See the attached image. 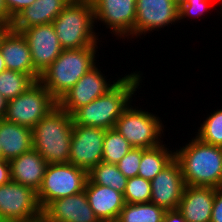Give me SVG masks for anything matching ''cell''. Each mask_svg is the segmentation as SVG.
Segmentation results:
<instances>
[{
  "instance_id": "obj_31",
  "label": "cell",
  "mask_w": 222,
  "mask_h": 222,
  "mask_svg": "<svg viewBox=\"0 0 222 222\" xmlns=\"http://www.w3.org/2000/svg\"><path fill=\"white\" fill-rule=\"evenodd\" d=\"M214 0H187L185 3L179 6V20L185 19L186 17H195L199 19L204 12L207 13V9L212 6ZM211 5V6H210Z\"/></svg>"
},
{
  "instance_id": "obj_44",
  "label": "cell",
  "mask_w": 222,
  "mask_h": 222,
  "mask_svg": "<svg viewBox=\"0 0 222 222\" xmlns=\"http://www.w3.org/2000/svg\"><path fill=\"white\" fill-rule=\"evenodd\" d=\"M0 158H2L1 144H0Z\"/></svg>"
},
{
  "instance_id": "obj_17",
  "label": "cell",
  "mask_w": 222,
  "mask_h": 222,
  "mask_svg": "<svg viewBox=\"0 0 222 222\" xmlns=\"http://www.w3.org/2000/svg\"><path fill=\"white\" fill-rule=\"evenodd\" d=\"M43 215L48 222H100L91 209L85 191L50 202Z\"/></svg>"
},
{
  "instance_id": "obj_20",
  "label": "cell",
  "mask_w": 222,
  "mask_h": 222,
  "mask_svg": "<svg viewBox=\"0 0 222 222\" xmlns=\"http://www.w3.org/2000/svg\"><path fill=\"white\" fill-rule=\"evenodd\" d=\"M85 194L99 221L117 220L125 201L123 194L110 187L86 182Z\"/></svg>"
},
{
  "instance_id": "obj_21",
  "label": "cell",
  "mask_w": 222,
  "mask_h": 222,
  "mask_svg": "<svg viewBox=\"0 0 222 222\" xmlns=\"http://www.w3.org/2000/svg\"><path fill=\"white\" fill-rule=\"evenodd\" d=\"M71 1L36 0L13 18L11 28L21 32L32 26L50 24Z\"/></svg>"
},
{
  "instance_id": "obj_4",
  "label": "cell",
  "mask_w": 222,
  "mask_h": 222,
  "mask_svg": "<svg viewBox=\"0 0 222 222\" xmlns=\"http://www.w3.org/2000/svg\"><path fill=\"white\" fill-rule=\"evenodd\" d=\"M63 49L98 47L91 0H72L52 22Z\"/></svg>"
},
{
  "instance_id": "obj_25",
  "label": "cell",
  "mask_w": 222,
  "mask_h": 222,
  "mask_svg": "<svg viewBox=\"0 0 222 222\" xmlns=\"http://www.w3.org/2000/svg\"><path fill=\"white\" fill-rule=\"evenodd\" d=\"M166 210L152 202L125 203L120 212V222H162Z\"/></svg>"
},
{
  "instance_id": "obj_32",
  "label": "cell",
  "mask_w": 222,
  "mask_h": 222,
  "mask_svg": "<svg viewBox=\"0 0 222 222\" xmlns=\"http://www.w3.org/2000/svg\"><path fill=\"white\" fill-rule=\"evenodd\" d=\"M210 222H222V187L216 188Z\"/></svg>"
},
{
  "instance_id": "obj_12",
  "label": "cell",
  "mask_w": 222,
  "mask_h": 222,
  "mask_svg": "<svg viewBox=\"0 0 222 222\" xmlns=\"http://www.w3.org/2000/svg\"><path fill=\"white\" fill-rule=\"evenodd\" d=\"M97 66L91 68L58 100V106L63 111L72 114L76 109L105 94L117 83L116 80L108 81Z\"/></svg>"
},
{
  "instance_id": "obj_26",
  "label": "cell",
  "mask_w": 222,
  "mask_h": 222,
  "mask_svg": "<svg viewBox=\"0 0 222 222\" xmlns=\"http://www.w3.org/2000/svg\"><path fill=\"white\" fill-rule=\"evenodd\" d=\"M34 82L28 74L6 69L0 73V94L8 101L24 93Z\"/></svg>"
},
{
  "instance_id": "obj_1",
  "label": "cell",
  "mask_w": 222,
  "mask_h": 222,
  "mask_svg": "<svg viewBox=\"0 0 222 222\" xmlns=\"http://www.w3.org/2000/svg\"><path fill=\"white\" fill-rule=\"evenodd\" d=\"M105 94L87 105L76 109L71 115L74 125L114 128L123 110L133 101V95L142 83V73L133 71L122 78Z\"/></svg>"
},
{
  "instance_id": "obj_28",
  "label": "cell",
  "mask_w": 222,
  "mask_h": 222,
  "mask_svg": "<svg viewBox=\"0 0 222 222\" xmlns=\"http://www.w3.org/2000/svg\"><path fill=\"white\" fill-rule=\"evenodd\" d=\"M210 114L198 127L195 137L206 144L222 147V109Z\"/></svg>"
},
{
  "instance_id": "obj_15",
  "label": "cell",
  "mask_w": 222,
  "mask_h": 222,
  "mask_svg": "<svg viewBox=\"0 0 222 222\" xmlns=\"http://www.w3.org/2000/svg\"><path fill=\"white\" fill-rule=\"evenodd\" d=\"M185 187L179 162L174 158L151 180L150 202L165 210L178 209Z\"/></svg>"
},
{
  "instance_id": "obj_18",
  "label": "cell",
  "mask_w": 222,
  "mask_h": 222,
  "mask_svg": "<svg viewBox=\"0 0 222 222\" xmlns=\"http://www.w3.org/2000/svg\"><path fill=\"white\" fill-rule=\"evenodd\" d=\"M215 187L185 185L178 211L187 222H210Z\"/></svg>"
},
{
  "instance_id": "obj_33",
  "label": "cell",
  "mask_w": 222,
  "mask_h": 222,
  "mask_svg": "<svg viewBox=\"0 0 222 222\" xmlns=\"http://www.w3.org/2000/svg\"><path fill=\"white\" fill-rule=\"evenodd\" d=\"M36 0H5V5L12 18H14L24 8L30 6Z\"/></svg>"
},
{
  "instance_id": "obj_35",
  "label": "cell",
  "mask_w": 222,
  "mask_h": 222,
  "mask_svg": "<svg viewBox=\"0 0 222 222\" xmlns=\"http://www.w3.org/2000/svg\"><path fill=\"white\" fill-rule=\"evenodd\" d=\"M162 222H187L182 214L176 210H166Z\"/></svg>"
},
{
  "instance_id": "obj_39",
  "label": "cell",
  "mask_w": 222,
  "mask_h": 222,
  "mask_svg": "<svg viewBox=\"0 0 222 222\" xmlns=\"http://www.w3.org/2000/svg\"><path fill=\"white\" fill-rule=\"evenodd\" d=\"M11 26L8 24H4L0 22V41L3 37V35L6 33V31L10 28Z\"/></svg>"
},
{
  "instance_id": "obj_6",
  "label": "cell",
  "mask_w": 222,
  "mask_h": 222,
  "mask_svg": "<svg viewBox=\"0 0 222 222\" xmlns=\"http://www.w3.org/2000/svg\"><path fill=\"white\" fill-rule=\"evenodd\" d=\"M131 104L123 110L114 128L133 148L151 149L160 146L165 130L160 117Z\"/></svg>"
},
{
  "instance_id": "obj_11",
  "label": "cell",
  "mask_w": 222,
  "mask_h": 222,
  "mask_svg": "<svg viewBox=\"0 0 222 222\" xmlns=\"http://www.w3.org/2000/svg\"><path fill=\"white\" fill-rule=\"evenodd\" d=\"M105 129L73 125L69 163L89 172L102 161Z\"/></svg>"
},
{
  "instance_id": "obj_16",
  "label": "cell",
  "mask_w": 222,
  "mask_h": 222,
  "mask_svg": "<svg viewBox=\"0 0 222 222\" xmlns=\"http://www.w3.org/2000/svg\"><path fill=\"white\" fill-rule=\"evenodd\" d=\"M0 52L7 70L28 74L34 81L40 79V74L34 69L30 47L21 32L11 27L0 41Z\"/></svg>"
},
{
  "instance_id": "obj_37",
  "label": "cell",
  "mask_w": 222,
  "mask_h": 222,
  "mask_svg": "<svg viewBox=\"0 0 222 222\" xmlns=\"http://www.w3.org/2000/svg\"><path fill=\"white\" fill-rule=\"evenodd\" d=\"M7 108V100L0 94V119H4Z\"/></svg>"
},
{
  "instance_id": "obj_3",
  "label": "cell",
  "mask_w": 222,
  "mask_h": 222,
  "mask_svg": "<svg viewBox=\"0 0 222 222\" xmlns=\"http://www.w3.org/2000/svg\"><path fill=\"white\" fill-rule=\"evenodd\" d=\"M73 125L72 115L57 105L32 128L33 149L48 164L69 163Z\"/></svg>"
},
{
  "instance_id": "obj_30",
  "label": "cell",
  "mask_w": 222,
  "mask_h": 222,
  "mask_svg": "<svg viewBox=\"0 0 222 222\" xmlns=\"http://www.w3.org/2000/svg\"><path fill=\"white\" fill-rule=\"evenodd\" d=\"M140 162L141 148H132L116 165L126 178H131L138 176Z\"/></svg>"
},
{
  "instance_id": "obj_14",
  "label": "cell",
  "mask_w": 222,
  "mask_h": 222,
  "mask_svg": "<svg viewBox=\"0 0 222 222\" xmlns=\"http://www.w3.org/2000/svg\"><path fill=\"white\" fill-rule=\"evenodd\" d=\"M32 56L34 69L41 75L61 54L63 48L52 23L21 31Z\"/></svg>"
},
{
  "instance_id": "obj_2",
  "label": "cell",
  "mask_w": 222,
  "mask_h": 222,
  "mask_svg": "<svg viewBox=\"0 0 222 222\" xmlns=\"http://www.w3.org/2000/svg\"><path fill=\"white\" fill-rule=\"evenodd\" d=\"M185 185L222 187V147L206 144L197 137L174 150Z\"/></svg>"
},
{
  "instance_id": "obj_36",
  "label": "cell",
  "mask_w": 222,
  "mask_h": 222,
  "mask_svg": "<svg viewBox=\"0 0 222 222\" xmlns=\"http://www.w3.org/2000/svg\"><path fill=\"white\" fill-rule=\"evenodd\" d=\"M0 22L12 25L13 18L10 16L8 9L5 5V0H0Z\"/></svg>"
},
{
  "instance_id": "obj_7",
  "label": "cell",
  "mask_w": 222,
  "mask_h": 222,
  "mask_svg": "<svg viewBox=\"0 0 222 222\" xmlns=\"http://www.w3.org/2000/svg\"><path fill=\"white\" fill-rule=\"evenodd\" d=\"M57 105L58 101L38 80L24 93L7 101L4 119L32 129Z\"/></svg>"
},
{
  "instance_id": "obj_9",
  "label": "cell",
  "mask_w": 222,
  "mask_h": 222,
  "mask_svg": "<svg viewBox=\"0 0 222 222\" xmlns=\"http://www.w3.org/2000/svg\"><path fill=\"white\" fill-rule=\"evenodd\" d=\"M43 214L37 191L10 181L0 186V221H27Z\"/></svg>"
},
{
  "instance_id": "obj_45",
  "label": "cell",
  "mask_w": 222,
  "mask_h": 222,
  "mask_svg": "<svg viewBox=\"0 0 222 222\" xmlns=\"http://www.w3.org/2000/svg\"><path fill=\"white\" fill-rule=\"evenodd\" d=\"M222 16V6H220V12H219ZM222 18V17H221Z\"/></svg>"
},
{
  "instance_id": "obj_40",
  "label": "cell",
  "mask_w": 222,
  "mask_h": 222,
  "mask_svg": "<svg viewBox=\"0 0 222 222\" xmlns=\"http://www.w3.org/2000/svg\"><path fill=\"white\" fill-rule=\"evenodd\" d=\"M6 70V64L0 52V73Z\"/></svg>"
},
{
  "instance_id": "obj_43",
  "label": "cell",
  "mask_w": 222,
  "mask_h": 222,
  "mask_svg": "<svg viewBox=\"0 0 222 222\" xmlns=\"http://www.w3.org/2000/svg\"><path fill=\"white\" fill-rule=\"evenodd\" d=\"M221 1H222V0H219V2H221ZM214 2H216V3H217V2H218V0H214ZM219 2H218V4H219V5L221 4V6H222V3H219Z\"/></svg>"
},
{
  "instance_id": "obj_5",
  "label": "cell",
  "mask_w": 222,
  "mask_h": 222,
  "mask_svg": "<svg viewBox=\"0 0 222 222\" xmlns=\"http://www.w3.org/2000/svg\"><path fill=\"white\" fill-rule=\"evenodd\" d=\"M98 47L63 49L56 60L41 74L39 81L58 101L97 63Z\"/></svg>"
},
{
  "instance_id": "obj_27",
  "label": "cell",
  "mask_w": 222,
  "mask_h": 222,
  "mask_svg": "<svg viewBox=\"0 0 222 222\" xmlns=\"http://www.w3.org/2000/svg\"><path fill=\"white\" fill-rule=\"evenodd\" d=\"M132 148L131 144L115 128L107 129L103 143L102 161L117 164Z\"/></svg>"
},
{
  "instance_id": "obj_38",
  "label": "cell",
  "mask_w": 222,
  "mask_h": 222,
  "mask_svg": "<svg viewBox=\"0 0 222 222\" xmlns=\"http://www.w3.org/2000/svg\"><path fill=\"white\" fill-rule=\"evenodd\" d=\"M16 222H48V219L43 214H41L40 216L27 221H16Z\"/></svg>"
},
{
  "instance_id": "obj_22",
  "label": "cell",
  "mask_w": 222,
  "mask_h": 222,
  "mask_svg": "<svg viewBox=\"0 0 222 222\" xmlns=\"http://www.w3.org/2000/svg\"><path fill=\"white\" fill-rule=\"evenodd\" d=\"M32 129L0 119L2 158L11 160L33 148Z\"/></svg>"
},
{
  "instance_id": "obj_34",
  "label": "cell",
  "mask_w": 222,
  "mask_h": 222,
  "mask_svg": "<svg viewBox=\"0 0 222 222\" xmlns=\"http://www.w3.org/2000/svg\"><path fill=\"white\" fill-rule=\"evenodd\" d=\"M11 181L9 160L0 158V186Z\"/></svg>"
},
{
  "instance_id": "obj_13",
  "label": "cell",
  "mask_w": 222,
  "mask_h": 222,
  "mask_svg": "<svg viewBox=\"0 0 222 222\" xmlns=\"http://www.w3.org/2000/svg\"><path fill=\"white\" fill-rule=\"evenodd\" d=\"M179 21V6L173 0H136V21L134 37L138 38L149 31L161 28Z\"/></svg>"
},
{
  "instance_id": "obj_42",
  "label": "cell",
  "mask_w": 222,
  "mask_h": 222,
  "mask_svg": "<svg viewBox=\"0 0 222 222\" xmlns=\"http://www.w3.org/2000/svg\"><path fill=\"white\" fill-rule=\"evenodd\" d=\"M101 222H120V221L117 219V220H109V221H101Z\"/></svg>"
},
{
  "instance_id": "obj_8",
  "label": "cell",
  "mask_w": 222,
  "mask_h": 222,
  "mask_svg": "<svg viewBox=\"0 0 222 222\" xmlns=\"http://www.w3.org/2000/svg\"><path fill=\"white\" fill-rule=\"evenodd\" d=\"M87 180L88 172L71 163L48 164L37 192L41 208L54 200L83 192Z\"/></svg>"
},
{
  "instance_id": "obj_23",
  "label": "cell",
  "mask_w": 222,
  "mask_h": 222,
  "mask_svg": "<svg viewBox=\"0 0 222 222\" xmlns=\"http://www.w3.org/2000/svg\"><path fill=\"white\" fill-rule=\"evenodd\" d=\"M174 159V150H169L166 144L151 149L141 148V162L138 176L151 181L163 168Z\"/></svg>"
},
{
  "instance_id": "obj_24",
  "label": "cell",
  "mask_w": 222,
  "mask_h": 222,
  "mask_svg": "<svg viewBox=\"0 0 222 222\" xmlns=\"http://www.w3.org/2000/svg\"><path fill=\"white\" fill-rule=\"evenodd\" d=\"M88 179L93 184L110 187L118 192L124 193L128 178L119 170L116 164L101 161L88 172Z\"/></svg>"
},
{
  "instance_id": "obj_41",
  "label": "cell",
  "mask_w": 222,
  "mask_h": 222,
  "mask_svg": "<svg viewBox=\"0 0 222 222\" xmlns=\"http://www.w3.org/2000/svg\"><path fill=\"white\" fill-rule=\"evenodd\" d=\"M178 6L182 5L185 3L187 0H173Z\"/></svg>"
},
{
  "instance_id": "obj_29",
  "label": "cell",
  "mask_w": 222,
  "mask_h": 222,
  "mask_svg": "<svg viewBox=\"0 0 222 222\" xmlns=\"http://www.w3.org/2000/svg\"><path fill=\"white\" fill-rule=\"evenodd\" d=\"M123 197L125 203L130 204L150 202L151 181L139 176L128 178Z\"/></svg>"
},
{
  "instance_id": "obj_10",
  "label": "cell",
  "mask_w": 222,
  "mask_h": 222,
  "mask_svg": "<svg viewBox=\"0 0 222 222\" xmlns=\"http://www.w3.org/2000/svg\"><path fill=\"white\" fill-rule=\"evenodd\" d=\"M95 23L101 22L120 40L134 38L136 0H91ZM98 21V22H97ZM131 36V37H130Z\"/></svg>"
},
{
  "instance_id": "obj_19",
  "label": "cell",
  "mask_w": 222,
  "mask_h": 222,
  "mask_svg": "<svg viewBox=\"0 0 222 222\" xmlns=\"http://www.w3.org/2000/svg\"><path fill=\"white\" fill-rule=\"evenodd\" d=\"M11 181L30 187L38 192L48 163L35 149L9 160Z\"/></svg>"
}]
</instances>
